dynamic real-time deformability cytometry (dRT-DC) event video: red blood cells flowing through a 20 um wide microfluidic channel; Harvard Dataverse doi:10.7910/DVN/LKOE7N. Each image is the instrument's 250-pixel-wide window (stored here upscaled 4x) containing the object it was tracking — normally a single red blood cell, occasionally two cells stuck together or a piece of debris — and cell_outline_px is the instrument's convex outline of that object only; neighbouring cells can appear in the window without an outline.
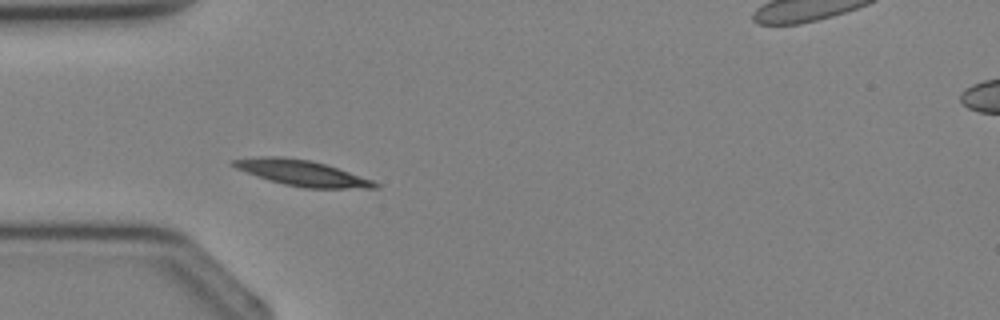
{"species": "Egyptian fruit bat (a non-hibernating species)", "species_latin": "Rousettus aegyptiacus", "temperature_condition": "cold", "stored_images_in_passage": 3, "segment_of_instrument_passage": [1, 2], "camera_frame_rate_fps": 3000, "um_per_image_px": 0.085, "animal": {"sex": "female"}, "frame": {"image": 1, "passage_image": 2, "time_ms": 1.0, "image_size_px": [1000, 320], "cell_outline_px": [[380, 188], [304, 188], [284, 184], [236, 168], [228, 164], [232, 160], [256, 156], [284, 156], [312, 160], [372, 180], [380, 184]], "centroid_in_image_um": [25.65, 14.69], "position_along_channel_um": 59.3, "area_um2": 20.92}}